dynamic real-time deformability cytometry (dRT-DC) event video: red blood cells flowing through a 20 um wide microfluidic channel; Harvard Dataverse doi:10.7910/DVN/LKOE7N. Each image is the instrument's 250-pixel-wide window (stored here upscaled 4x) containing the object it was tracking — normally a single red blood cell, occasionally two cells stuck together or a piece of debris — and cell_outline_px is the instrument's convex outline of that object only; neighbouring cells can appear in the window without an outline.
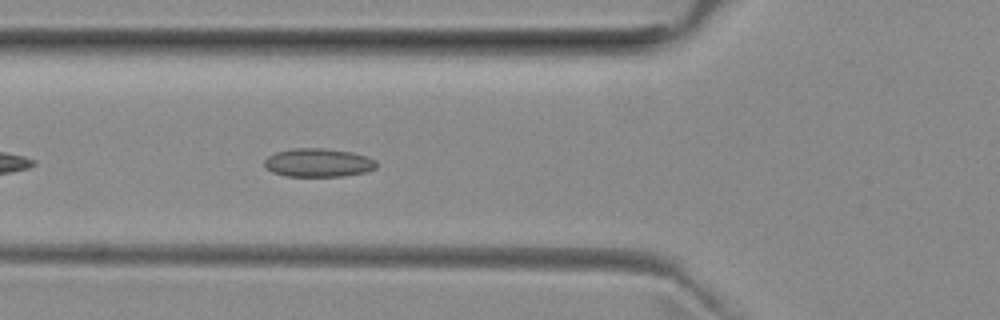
{"species": "common noctule bat (a hibernating species)", "species_latin": "Nyctalus noctula", "temperature_condition": "room temperature", "stored_images_in_passage": 29, "camera_frame_rate_fps": 3000, "um_per_image_px": 0.085, "animal": {"sex": "female", "body_mass_g": 29.2, "forearm_length_mm": 56.3}, "frame": {"image": 1, "passage_image": 6, "time_ms": 1.667, "image_size_px": [1000, 320], "cell_outline_px": [[376, 168], [368, 172], [340, 176], [288, 176], [272, 172], [264, 168], [264, 160], [268, 156], [276, 152], [292, 148], [324, 148], [352, 152], [376, 160]], "centroid_in_image_um": [27.03, 13.83], "position_along_channel_um": 98.8, "area_um2": 18.67}}
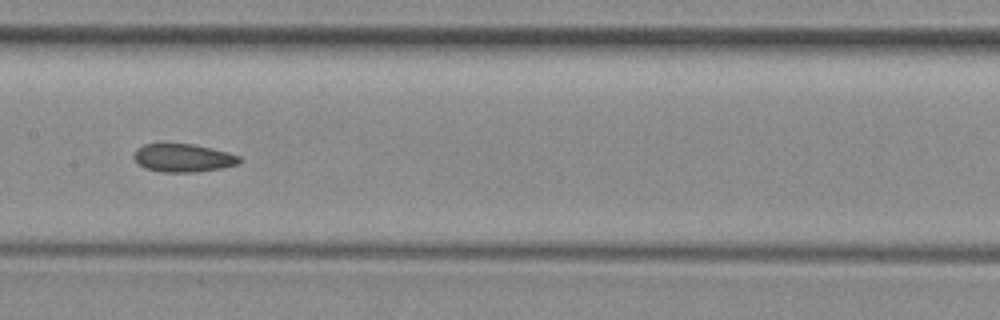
{"frame": {"image": 2, "passage_image": 13, "time_ms": 4.0, "image_size_px": [1000, 320], "cell_outline_px": [[240, 164], [224, 168], [196, 172], [160, 172], [144, 168], [132, 156], [136, 148], [144, 144], [192, 144], [212, 148], [228, 152], [240, 156]], "centroid_in_image_um": [15.58, 13.43], "position_along_channel_um": 191.8, "area_um2": 17.46}}
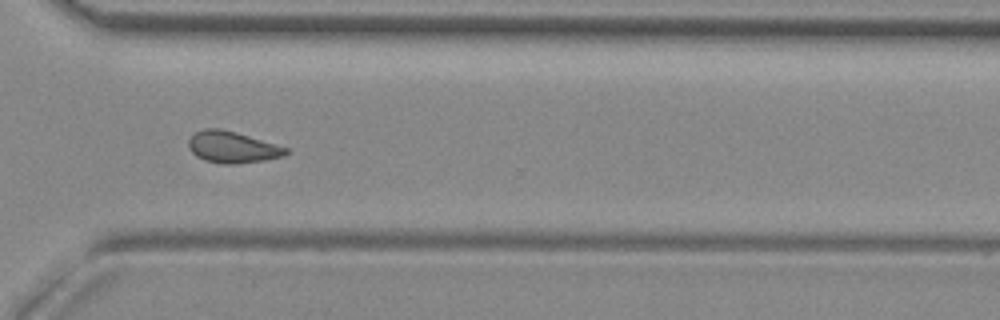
{"frame": {"image": 3, "passage_image": 25, "time_ms": 8.0, "image_size_px": [1000, 320], "cell_outline_px": [[288, 152], [284, 156], [264, 160], [236, 164], [220, 164], [204, 160], [196, 156], [188, 148], [188, 140], [196, 132], [204, 128], [220, 128], [236, 132], [288, 148]], "centroid_in_image_um": [19.72, 12.51], "position_along_channel_um": 350.9, "area_um2": 17.86}, "authors_computed_cell_mechanics": {"area_um2": 17.5134, "velocity_mm_per_s": 3.9812, "shape_relaxation_time_tau1_ms": null, "shape_relaxation_time_tau2_ms": 3.1244, "deformation_change_tau1": null, "deformation_change_tau2": 0.1025}}